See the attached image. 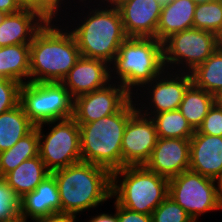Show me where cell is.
Wrapping results in <instances>:
<instances>
[{"label":"cell","instance_id":"cell-1","mask_svg":"<svg viewBox=\"0 0 222 222\" xmlns=\"http://www.w3.org/2000/svg\"><path fill=\"white\" fill-rule=\"evenodd\" d=\"M75 6L73 10L81 9L83 13L81 11L78 13L74 11L72 13L74 14L73 17H76V14H78V22L71 14L70 19L67 18L66 27L74 36L81 56L100 59L110 65L118 53L119 47L128 38L124 31L119 9L101 5L95 7V4L84 7L81 5V8L77 4ZM68 23L71 25L69 26Z\"/></svg>","mask_w":222,"mask_h":222},{"label":"cell","instance_id":"cell-2","mask_svg":"<svg viewBox=\"0 0 222 222\" xmlns=\"http://www.w3.org/2000/svg\"><path fill=\"white\" fill-rule=\"evenodd\" d=\"M51 174L58 185L60 215L78 218L112 199V173L105 167L80 161Z\"/></svg>","mask_w":222,"mask_h":222},{"label":"cell","instance_id":"cell-3","mask_svg":"<svg viewBox=\"0 0 222 222\" xmlns=\"http://www.w3.org/2000/svg\"><path fill=\"white\" fill-rule=\"evenodd\" d=\"M57 23L47 21L30 43L29 82H62L81 57L72 33Z\"/></svg>","mask_w":222,"mask_h":222},{"label":"cell","instance_id":"cell-4","mask_svg":"<svg viewBox=\"0 0 222 222\" xmlns=\"http://www.w3.org/2000/svg\"><path fill=\"white\" fill-rule=\"evenodd\" d=\"M137 110L133 97L115 114L80 127L81 160L107 168H122V139L131 115Z\"/></svg>","mask_w":222,"mask_h":222},{"label":"cell","instance_id":"cell-5","mask_svg":"<svg viewBox=\"0 0 222 222\" xmlns=\"http://www.w3.org/2000/svg\"><path fill=\"white\" fill-rule=\"evenodd\" d=\"M164 70L162 42L156 38L128 37L110 64V80L134 96Z\"/></svg>","mask_w":222,"mask_h":222},{"label":"cell","instance_id":"cell-6","mask_svg":"<svg viewBox=\"0 0 222 222\" xmlns=\"http://www.w3.org/2000/svg\"><path fill=\"white\" fill-rule=\"evenodd\" d=\"M169 179L144 165L124 166L112 172L111 198L122 207L151 215L168 196Z\"/></svg>","mask_w":222,"mask_h":222},{"label":"cell","instance_id":"cell-7","mask_svg":"<svg viewBox=\"0 0 222 222\" xmlns=\"http://www.w3.org/2000/svg\"><path fill=\"white\" fill-rule=\"evenodd\" d=\"M19 103L35 126L73 117L74 99L61 82L21 84Z\"/></svg>","mask_w":222,"mask_h":222},{"label":"cell","instance_id":"cell-8","mask_svg":"<svg viewBox=\"0 0 222 222\" xmlns=\"http://www.w3.org/2000/svg\"><path fill=\"white\" fill-rule=\"evenodd\" d=\"M44 125L49 126L47 132ZM37 130L38 155L50 172L82 161L80 127L73 118L46 122L37 125Z\"/></svg>","mask_w":222,"mask_h":222},{"label":"cell","instance_id":"cell-9","mask_svg":"<svg viewBox=\"0 0 222 222\" xmlns=\"http://www.w3.org/2000/svg\"><path fill=\"white\" fill-rule=\"evenodd\" d=\"M162 44L165 69L188 73L218 48L216 34L194 27L172 34Z\"/></svg>","mask_w":222,"mask_h":222},{"label":"cell","instance_id":"cell-10","mask_svg":"<svg viewBox=\"0 0 222 222\" xmlns=\"http://www.w3.org/2000/svg\"><path fill=\"white\" fill-rule=\"evenodd\" d=\"M168 196L195 222L201 215L222 210L218 181L190 169L169 179Z\"/></svg>","mask_w":222,"mask_h":222},{"label":"cell","instance_id":"cell-11","mask_svg":"<svg viewBox=\"0 0 222 222\" xmlns=\"http://www.w3.org/2000/svg\"><path fill=\"white\" fill-rule=\"evenodd\" d=\"M191 84L190 73L165 69L158 77L145 84L139 90L140 93L134 94L133 99L142 114L152 117L155 114L178 110L184 93Z\"/></svg>","mask_w":222,"mask_h":222},{"label":"cell","instance_id":"cell-12","mask_svg":"<svg viewBox=\"0 0 222 222\" xmlns=\"http://www.w3.org/2000/svg\"><path fill=\"white\" fill-rule=\"evenodd\" d=\"M133 96L118 82H110L101 89L74 99L73 119L90 123L117 113Z\"/></svg>","mask_w":222,"mask_h":222},{"label":"cell","instance_id":"cell-13","mask_svg":"<svg viewBox=\"0 0 222 222\" xmlns=\"http://www.w3.org/2000/svg\"><path fill=\"white\" fill-rule=\"evenodd\" d=\"M158 135L151 117L138 109L131 115L122 139V168L145 165L156 146Z\"/></svg>","mask_w":222,"mask_h":222},{"label":"cell","instance_id":"cell-14","mask_svg":"<svg viewBox=\"0 0 222 222\" xmlns=\"http://www.w3.org/2000/svg\"><path fill=\"white\" fill-rule=\"evenodd\" d=\"M190 139L158 137L145 167L168 179L189 170Z\"/></svg>","mask_w":222,"mask_h":222},{"label":"cell","instance_id":"cell-15","mask_svg":"<svg viewBox=\"0 0 222 222\" xmlns=\"http://www.w3.org/2000/svg\"><path fill=\"white\" fill-rule=\"evenodd\" d=\"M110 82V65L107 62L81 56L61 83L75 99Z\"/></svg>","mask_w":222,"mask_h":222},{"label":"cell","instance_id":"cell-16","mask_svg":"<svg viewBox=\"0 0 222 222\" xmlns=\"http://www.w3.org/2000/svg\"><path fill=\"white\" fill-rule=\"evenodd\" d=\"M118 9L128 37L156 38L162 11L156 0H128Z\"/></svg>","mask_w":222,"mask_h":222},{"label":"cell","instance_id":"cell-17","mask_svg":"<svg viewBox=\"0 0 222 222\" xmlns=\"http://www.w3.org/2000/svg\"><path fill=\"white\" fill-rule=\"evenodd\" d=\"M19 215L27 222L60 215V195L52 174L20 198Z\"/></svg>","mask_w":222,"mask_h":222},{"label":"cell","instance_id":"cell-18","mask_svg":"<svg viewBox=\"0 0 222 222\" xmlns=\"http://www.w3.org/2000/svg\"><path fill=\"white\" fill-rule=\"evenodd\" d=\"M189 169L218 181L222 177V137L194 134L190 138Z\"/></svg>","mask_w":222,"mask_h":222},{"label":"cell","instance_id":"cell-19","mask_svg":"<svg viewBox=\"0 0 222 222\" xmlns=\"http://www.w3.org/2000/svg\"><path fill=\"white\" fill-rule=\"evenodd\" d=\"M46 22L38 12L28 7L7 14L0 24V47L30 44Z\"/></svg>","mask_w":222,"mask_h":222},{"label":"cell","instance_id":"cell-20","mask_svg":"<svg viewBox=\"0 0 222 222\" xmlns=\"http://www.w3.org/2000/svg\"><path fill=\"white\" fill-rule=\"evenodd\" d=\"M195 7L193 0H173L162 8L156 39L163 42L174 33L193 28Z\"/></svg>","mask_w":222,"mask_h":222},{"label":"cell","instance_id":"cell-21","mask_svg":"<svg viewBox=\"0 0 222 222\" xmlns=\"http://www.w3.org/2000/svg\"><path fill=\"white\" fill-rule=\"evenodd\" d=\"M51 172L46 168L40 156L23 161L17 168L3 178L14 193L21 198L32 192Z\"/></svg>","mask_w":222,"mask_h":222},{"label":"cell","instance_id":"cell-22","mask_svg":"<svg viewBox=\"0 0 222 222\" xmlns=\"http://www.w3.org/2000/svg\"><path fill=\"white\" fill-rule=\"evenodd\" d=\"M30 44L0 47V78H8L21 84L29 82Z\"/></svg>","mask_w":222,"mask_h":222},{"label":"cell","instance_id":"cell-23","mask_svg":"<svg viewBox=\"0 0 222 222\" xmlns=\"http://www.w3.org/2000/svg\"><path fill=\"white\" fill-rule=\"evenodd\" d=\"M35 125L25 114L19 103L16 107L0 114V152L10 149Z\"/></svg>","mask_w":222,"mask_h":222},{"label":"cell","instance_id":"cell-24","mask_svg":"<svg viewBox=\"0 0 222 222\" xmlns=\"http://www.w3.org/2000/svg\"><path fill=\"white\" fill-rule=\"evenodd\" d=\"M215 102L216 97L214 95L204 89L197 88L192 83L184 93L179 111L196 131Z\"/></svg>","mask_w":222,"mask_h":222},{"label":"cell","instance_id":"cell-25","mask_svg":"<svg viewBox=\"0 0 222 222\" xmlns=\"http://www.w3.org/2000/svg\"><path fill=\"white\" fill-rule=\"evenodd\" d=\"M39 136L37 126L10 149L0 152V177L17 168L23 161L38 156Z\"/></svg>","mask_w":222,"mask_h":222},{"label":"cell","instance_id":"cell-26","mask_svg":"<svg viewBox=\"0 0 222 222\" xmlns=\"http://www.w3.org/2000/svg\"><path fill=\"white\" fill-rule=\"evenodd\" d=\"M192 83L218 96L222 92V50L218 49L192 72Z\"/></svg>","mask_w":222,"mask_h":222},{"label":"cell","instance_id":"cell-27","mask_svg":"<svg viewBox=\"0 0 222 222\" xmlns=\"http://www.w3.org/2000/svg\"><path fill=\"white\" fill-rule=\"evenodd\" d=\"M151 118L160 138L190 139L195 133L179 109L155 114Z\"/></svg>","mask_w":222,"mask_h":222},{"label":"cell","instance_id":"cell-28","mask_svg":"<svg viewBox=\"0 0 222 222\" xmlns=\"http://www.w3.org/2000/svg\"><path fill=\"white\" fill-rule=\"evenodd\" d=\"M193 27L218 35L222 30V0L196 4Z\"/></svg>","mask_w":222,"mask_h":222},{"label":"cell","instance_id":"cell-29","mask_svg":"<svg viewBox=\"0 0 222 222\" xmlns=\"http://www.w3.org/2000/svg\"><path fill=\"white\" fill-rule=\"evenodd\" d=\"M67 4L70 6L69 7L70 10L71 8L73 9V6L71 5V0H28L24 4V6L38 12L46 21H55V22L61 21L62 22L64 20L66 21V18H67L66 16L68 13L66 12H67V9L69 10ZM61 12L63 13V15H64V12L66 13L65 17L61 15L62 14ZM61 17L63 18V20L61 19Z\"/></svg>","mask_w":222,"mask_h":222},{"label":"cell","instance_id":"cell-30","mask_svg":"<svg viewBox=\"0 0 222 222\" xmlns=\"http://www.w3.org/2000/svg\"><path fill=\"white\" fill-rule=\"evenodd\" d=\"M151 217L152 222H195L190 215L169 196L152 212Z\"/></svg>","mask_w":222,"mask_h":222},{"label":"cell","instance_id":"cell-31","mask_svg":"<svg viewBox=\"0 0 222 222\" xmlns=\"http://www.w3.org/2000/svg\"><path fill=\"white\" fill-rule=\"evenodd\" d=\"M20 198L11 187L0 177V222H8L17 219L19 215Z\"/></svg>","mask_w":222,"mask_h":222},{"label":"cell","instance_id":"cell-32","mask_svg":"<svg viewBox=\"0 0 222 222\" xmlns=\"http://www.w3.org/2000/svg\"><path fill=\"white\" fill-rule=\"evenodd\" d=\"M21 83L0 78V114L16 107L20 102Z\"/></svg>","mask_w":222,"mask_h":222},{"label":"cell","instance_id":"cell-33","mask_svg":"<svg viewBox=\"0 0 222 222\" xmlns=\"http://www.w3.org/2000/svg\"><path fill=\"white\" fill-rule=\"evenodd\" d=\"M194 134H207L222 137V108L217 102L209 109L201 126Z\"/></svg>","mask_w":222,"mask_h":222},{"label":"cell","instance_id":"cell-34","mask_svg":"<svg viewBox=\"0 0 222 222\" xmlns=\"http://www.w3.org/2000/svg\"><path fill=\"white\" fill-rule=\"evenodd\" d=\"M116 214L118 222H152L151 215L139 213L120 206L116 202Z\"/></svg>","mask_w":222,"mask_h":222},{"label":"cell","instance_id":"cell-35","mask_svg":"<svg viewBox=\"0 0 222 222\" xmlns=\"http://www.w3.org/2000/svg\"><path fill=\"white\" fill-rule=\"evenodd\" d=\"M24 7V3L21 0H0V11L6 14L16 13Z\"/></svg>","mask_w":222,"mask_h":222},{"label":"cell","instance_id":"cell-36","mask_svg":"<svg viewBox=\"0 0 222 222\" xmlns=\"http://www.w3.org/2000/svg\"><path fill=\"white\" fill-rule=\"evenodd\" d=\"M114 209L115 213L113 212L110 214L109 212H101L98 214H94L93 216H89V220L87 222H118L117 214H116V201L114 200Z\"/></svg>","mask_w":222,"mask_h":222},{"label":"cell","instance_id":"cell-37","mask_svg":"<svg viewBox=\"0 0 222 222\" xmlns=\"http://www.w3.org/2000/svg\"><path fill=\"white\" fill-rule=\"evenodd\" d=\"M78 218L64 216V215H57L50 218H43L35 220L34 222H78Z\"/></svg>","mask_w":222,"mask_h":222},{"label":"cell","instance_id":"cell-38","mask_svg":"<svg viewBox=\"0 0 222 222\" xmlns=\"http://www.w3.org/2000/svg\"><path fill=\"white\" fill-rule=\"evenodd\" d=\"M128 0H105L101 6L104 7H112V8H119L124 2ZM107 2V3H106Z\"/></svg>","mask_w":222,"mask_h":222},{"label":"cell","instance_id":"cell-39","mask_svg":"<svg viewBox=\"0 0 222 222\" xmlns=\"http://www.w3.org/2000/svg\"><path fill=\"white\" fill-rule=\"evenodd\" d=\"M73 1H75V2H73ZM85 1V2H84ZM87 1V2H86ZM92 1L93 0H79V1H76V0H72L71 1V5H72V2L75 4V3H77V4H79V6H81L80 4L82 3V6H86L87 4L88 5H90V3L93 5V3H92ZM99 1V2H98ZM105 0H94L93 2L95 3V5L97 6V5H101L103 2H104ZM99 3V4H98Z\"/></svg>","mask_w":222,"mask_h":222},{"label":"cell","instance_id":"cell-40","mask_svg":"<svg viewBox=\"0 0 222 222\" xmlns=\"http://www.w3.org/2000/svg\"><path fill=\"white\" fill-rule=\"evenodd\" d=\"M219 200L222 205V177L218 180Z\"/></svg>","mask_w":222,"mask_h":222},{"label":"cell","instance_id":"cell-41","mask_svg":"<svg viewBox=\"0 0 222 222\" xmlns=\"http://www.w3.org/2000/svg\"><path fill=\"white\" fill-rule=\"evenodd\" d=\"M158 2V5L162 8L169 5L173 0H156Z\"/></svg>","mask_w":222,"mask_h":222},{"label":"cell","instance_id":"cell-42","mask_svg":"<svg viewBox=\"0 0 222 222\" xmlns=\"http://www.w3.org/2000/svg\"><path fill=\"white\" fill-rule=\"evenodd\" d=\"M217 41H218V49L222 50V30H221V32L217 35Z\"/></svg>","mask_w":222,"mask_h":222},{"label":"cell","instance_id":"cell-43","mask_svg":"<svg viewBox=\"0 0 222 222\" xmlns=\"http://www.w3.org/2000/svg\"><path fill=\"white\" fill-rule=\"evenodd\" d=\"M216 102L220 105V107L222 108V92L216 96Z\"/></svg>","mask_w":222,"mask_h":222},{"label":"cell","instance_id":"cell-44","mask_svg":"<svg viewBox=\"0 0 222 222\" xmlns=\"http://www.w3.org/2000/svg\"><path fill=\"white\" fill-rule=\"evenodd\" d=\"M196 4H201V3H207V2H211L214 0H193Z\"/></svg>","mask_w":222,"mask_h":222},{"label":"cell","instance_id":"cell-45","mask_svg":"<svg viewBox=\"0 0 222 222\" xmlns=\"http://www.w3.org/2000/svg\"><path fill=\"white\" fill-rule=\"evenodd\" d=\"M6 13L3 11H0V24L3 22L4 18L6 17Z\"/></svg>","mask_w":222,"mask_h":222},{"label":"cell","instance_id":"cell-46","mask_svg":"<svg viewBox=\"0 0 222 222\" xmlns=\"http://www.w3.org/2000/svg\"><path fill=\"white\" fill-rule=\"evenodd\" d=\"M8 222H27V221H25L22 217H18L17 219Z\"/></svg>","mask_w":222,"mask_h":222},{"label":"cell","instance_id":"cell-47","mask_svg":"<svg viewBox=\"0 0 222 222\" xmlns=\"http://www.w3.org/2000/svg\"><path fill=\"white\" fill-rule=\"evenodd\" d=\"M24 4L28 1V0H21Z\"/></svg>","mask_w":222,"mask_h":222}]
</instances>
